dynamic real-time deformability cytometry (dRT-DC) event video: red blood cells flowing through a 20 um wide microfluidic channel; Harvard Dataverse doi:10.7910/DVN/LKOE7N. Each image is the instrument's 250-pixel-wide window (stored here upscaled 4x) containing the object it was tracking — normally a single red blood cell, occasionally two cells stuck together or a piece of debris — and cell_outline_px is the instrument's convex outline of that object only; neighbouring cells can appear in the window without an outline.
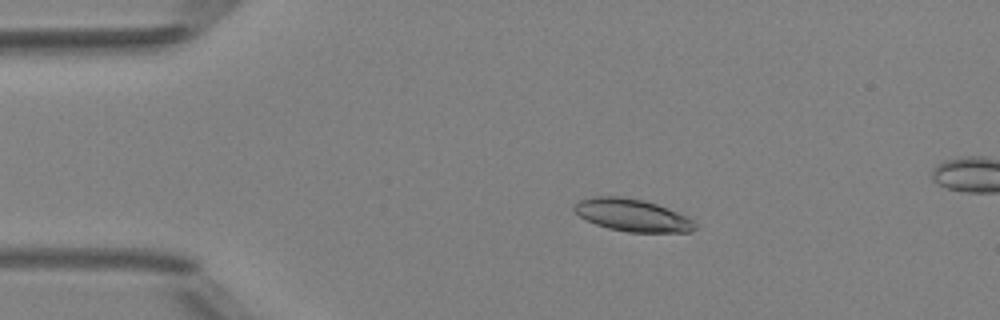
{"species": "Egyptian fruit bat (a non-hibernating species)", "species_latin": "Rousettus aegyptiacus", "temperature_condition": "room temperature", "stored_images_in_passage": 5, "camera_frame_rate_fps": 3000, "um_per_image_px": 0.085, "animal": {"sex": "female"}, "frame": {"image": 1, "passage_image": 3, "time_ms": 3.0, "image_size_px": [1000, 320], "cell_outline_px": [[696, 228], [692, 232], [628, 232], [608, 228], [596, 224], [580, 216], [572, 208], [580, 200], [592, 196], [620, 196], [644, 200], [656, 204], [688, 216], [696, 224]], "centroid_in_image_um": [53.77, 18.29], "position_along_channel_um": 31.2, "area_um2": 22.72}}